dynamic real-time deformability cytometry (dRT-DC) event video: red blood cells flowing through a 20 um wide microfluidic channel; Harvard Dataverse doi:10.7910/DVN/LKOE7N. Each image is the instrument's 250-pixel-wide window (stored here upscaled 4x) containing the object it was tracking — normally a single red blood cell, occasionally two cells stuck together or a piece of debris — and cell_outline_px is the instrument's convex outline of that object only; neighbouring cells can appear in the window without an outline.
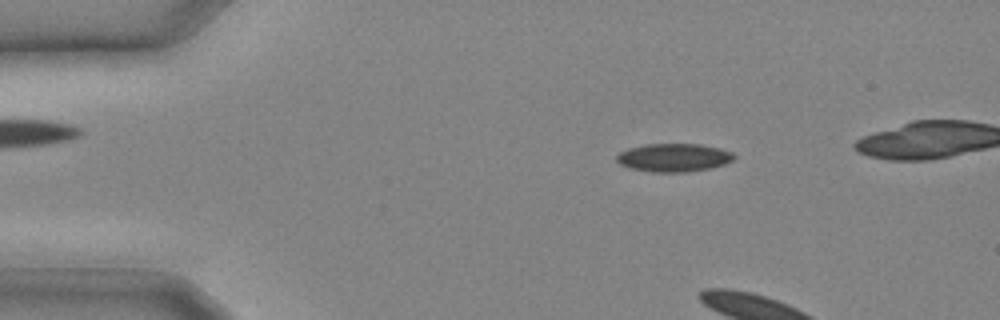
{"species": "common noctule bat (a hibernating species)", "species_latin": "Nyctalus noctula", "temperature_condition": "cold", "stored_images_in_passage": 6, "camera_frame_rate_fps": 3000, "um_per_image_px": 0.085, "animal": {"sex": "male", "body_mass_g": 20.4}, "frame": {"image": 1, "passage_image": 4, "time_ms": 1.0, "image_size_px": [1000, 320], "cell_outline_px": [[736, 156], [732, 160], [724, 164], [712, 168], [684, 172], [652, 172], [628, 168], [620, 164], [616, 160], [616, 156], [620, 152], [628, 148], [644, 144], [700, 144], [720, 148], [732, 152]], "centroid_in_image_um": [57.25, 13.39], "position_along_channel_um": 27.7, "area_um2": 19.42}}